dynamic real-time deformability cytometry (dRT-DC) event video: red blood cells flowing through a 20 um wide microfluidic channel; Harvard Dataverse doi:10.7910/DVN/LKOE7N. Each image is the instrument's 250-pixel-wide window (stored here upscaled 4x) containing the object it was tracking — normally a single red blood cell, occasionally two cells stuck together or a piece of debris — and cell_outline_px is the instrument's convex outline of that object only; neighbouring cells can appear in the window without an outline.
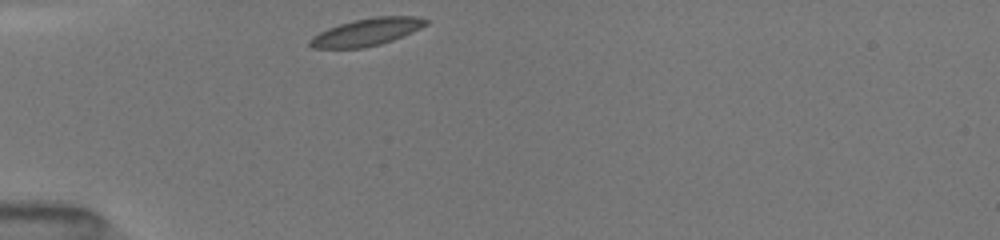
{"species": "common noctule bat (a hibernating species)", "species_latin": "Nyctalus noctula", "temperature_condition": "room temperature", "stored_images_in_passage": 30, "camera_frame_rate_fps": 3000, "um_per_image_px": 0.085, "animal": {"sex": "female", "body_mass_g": 19.5, "forearm_length_mm": 54.1}, "frame": {"image": 1, "passage_image": 1, "time_ms": 0.0, "image_size_px": [1000, 240], "cell_outline_px": [[428, 24], [420, 28], [392, 40], [380, 44], [360, 48], [312, 48], [308, 44], [308, 40], [312, 36], [328, 28], [352, 20], [376, 16], [412, 16], [428, 20]], "centroid_in_image_um": [31.12, 2.72], "position_along_channel_um": 53.9, "area_um2": 18.32}}
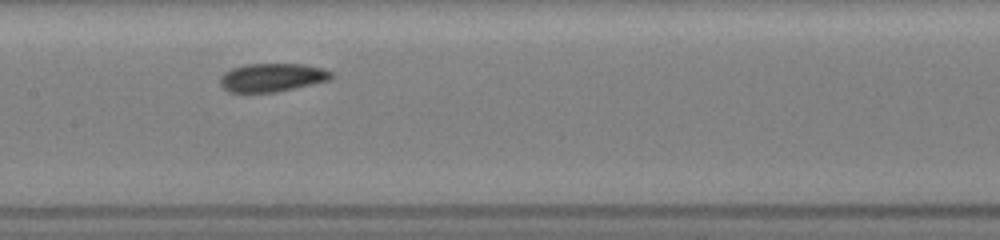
{"frame": {"image": 2, "passage_image": 12, "time_ms": 3.667, "image_size_px": [1000, 240], "cell_outline_px": [[332, 76], [328, 80], [276, 92], [228, 92], [220, 84], [220, 76], [224, 72], [232, 68], [244, 64], [304, 64], [320, 68], [332, 72]], "centroid_in_image_um": [23.07, 6.58], "position_along_channel_um": 184.3, "area_um2": 18.21}}
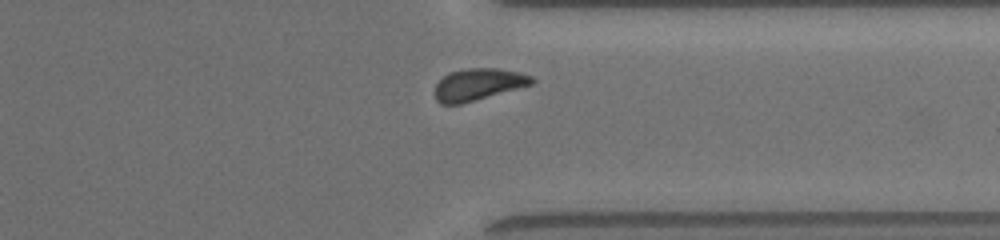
{"frame": {"image": 3, "passage_image": 26, "time_ms": 8.333, "image_size_px": [1000, 240], "cell_outline_px": [[536, 80], [532, 84], [460, 104], [440, 104], [436, 100], [436, 84], [448, 72], [468, 68], [500, 68], [532, 76]], "centroid_in_image_um": [40.64, 7.16], "position_along_channel_um": 370.8, "area_um2": 17.74}, "authors_computed_cell_mechanics": {"area_um2": 18.2359, "velocity_mm_per_s": 3.9925, "shape_relaxation_time_tau1_ms": 2.1472, "shape_relaxation_time_tau2_ms": 3.9414, "deformation_change_tau1": 0.0559, "deformation_change_tau2": 0.0673}}